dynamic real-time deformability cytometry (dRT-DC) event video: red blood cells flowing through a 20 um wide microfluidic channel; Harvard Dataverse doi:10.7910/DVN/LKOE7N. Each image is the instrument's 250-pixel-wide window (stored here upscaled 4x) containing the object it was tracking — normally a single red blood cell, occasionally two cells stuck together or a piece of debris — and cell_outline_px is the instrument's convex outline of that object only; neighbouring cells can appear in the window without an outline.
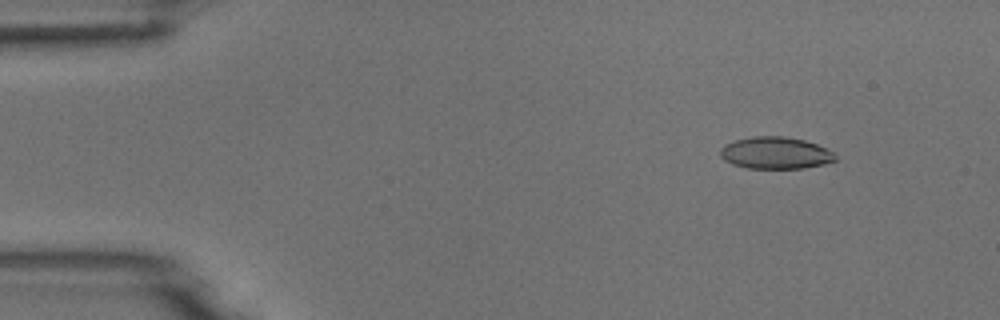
{"species": "common noctule bat (a hibernating species)", "species_latin": "Nyctalus noctula", "temperature_condition": "room temperature", "stored_images_in_passage": 7, "camera_frame_rate_fps": 3000, "um_per_image_px": 0.085, "animal": {"sex": "male", "body_mass_g": 18.8}, "frame": {"image": 1, "passage_image": 2, "time_ms": 0.333, "image_size_px": [1000, 320], "cell_outline_px": [[836, 160], [824, 164], [804, 168], [748, 168], [732, 164], [724, 160], [720, 156], [720, 148], [724, 144], [736, 140], [752, 136], [784, 136], [804, 140], [816, 144], [832, 152], [836, 156]], "centroid_in_image_um": [65.88, 13.0], "position_along_channel_um": 19.1, "area_um2": 21.39}}
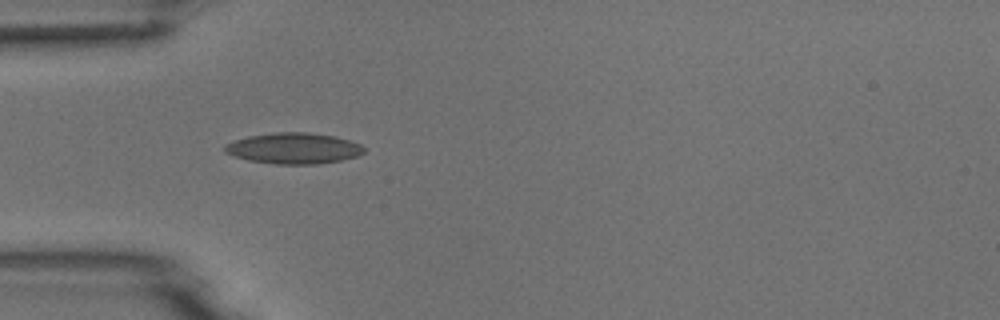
{"frame": {"image": 2, "passage_image": 5, "time_ms": 1.333, "image_size_px": [1000, 320], "cell_outline_px": [[364, 152], [356, 156], [340, 160], [320, 164], [276, 164], [248, 160], [224, 152], [224, 144], [232, 140], [248, 136], [276, 132], [308, 132], [336, 136], [360, 144], [364, 148]], "centroid_in_image_um": [24.93, 12.6], "position_along_channel_um": 60.1, "area_um2": 25.14}}